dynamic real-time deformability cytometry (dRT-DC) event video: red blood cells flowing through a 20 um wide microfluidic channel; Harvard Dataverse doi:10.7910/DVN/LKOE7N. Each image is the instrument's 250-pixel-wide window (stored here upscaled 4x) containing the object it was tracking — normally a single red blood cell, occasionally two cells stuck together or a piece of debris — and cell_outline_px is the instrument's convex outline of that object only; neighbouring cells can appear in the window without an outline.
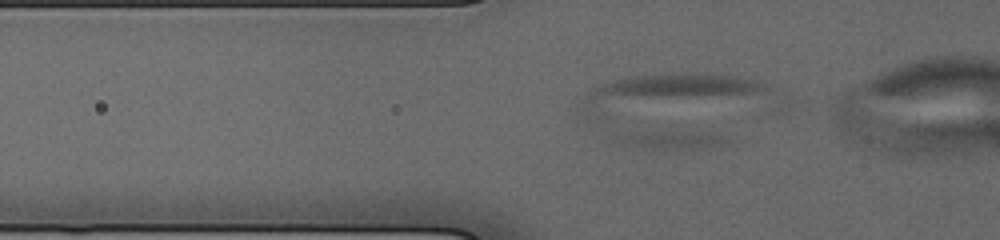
{"species": "human", "species_latin": "Homo sapiens", "temperature_condition": "cold", "stored_images_in_passage": 36, "camera_frame_rate_fps": 3000, "um_per_image_px": 0.085, "donor": {"sex": "male"}, "frame": {"image": 1, "passage_image": 2, "time_ms": 0.333, "image_size_px": [1000, 240], "cell_outline_px": [[768, 88], [748, 92], [584, 100], [580, 100], [592, 88], [616, 80], [636, 76], [684, 72], [736, 76], [752, 80], [764, 84]], "centroid_in_image_um": [57.17, 7.31], "position_along_channel_um": 68.6, "area_um2": 23.58}}